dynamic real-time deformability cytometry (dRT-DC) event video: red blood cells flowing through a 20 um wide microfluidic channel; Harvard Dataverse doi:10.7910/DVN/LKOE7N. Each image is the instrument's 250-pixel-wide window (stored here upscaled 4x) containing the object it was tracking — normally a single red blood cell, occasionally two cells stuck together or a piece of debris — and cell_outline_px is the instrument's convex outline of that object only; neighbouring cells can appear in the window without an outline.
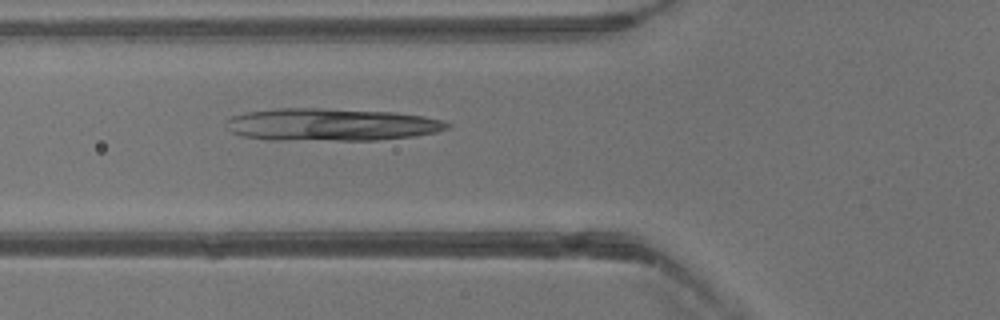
{"species": "common noctule bat (a hibernating species)", "species_latin": "Nyctalus noctula", "temperature_condition": "warm", "stored_images_in_passage": 34, "camera_frame_rate_fps": 3000, "um_per_image_px": 0.085, "animal": {"sex": "male", "body_mass_g": 13.3}, "frame": {"image": 1, "passage_image": 12, "time_ms": 3.667, "image_size_px": [1000, 320], "cell_outline_px": [[452, 124], [448, 128], [436, 132], [412, 136], [376, 140], [272, 140], [244, 136], [232, 132], [228, 128], [224, 120], [232, 116], [244, 112], [276, 108], [328, 108], [396, 112], [424, 116], [444, 120]], "centroid_in_image_um": [28.15, 10.58], "position_along_channel_um": 97.6, "area_um2": 42.19}}
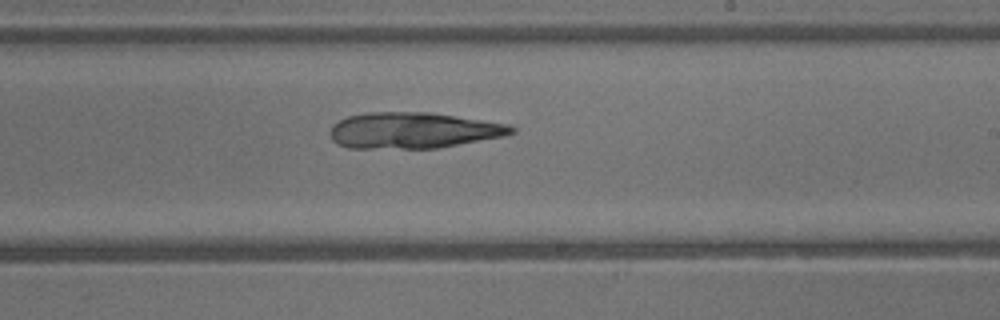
{"frame": {"image": 2, "passage_image": 21, "time_ms": 6.667, "image_size_px": [1000, 320], "cell_outline_px": [[516, 132], [504, 136], [440, 148], [348, 148], [336, 144], [332, 140], [328, 132], [332, 124], [348, 116], [364, 112], [428, 112], [508, 124], [516, 128]], "centroid_in_image_um": [35.08, 11.09], "position_along_channel_um": 253.9, "area_um2": 38.32}}
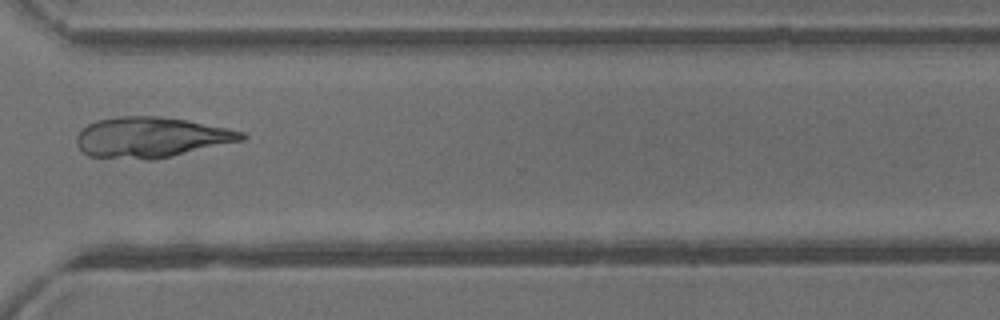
{"frame": {"image": 3, "passage_image": 27, "time_ms": 8.667, "image_size_px": [1000, 320], "cell_outline_px": [[248, 136], [244, 140], [156, 160], [144, 160], [88, 156], [76, 144], [76, 136], [88, 124], [96, 120], [116, 116], [160, 116], [188, 120], [228, 128], [244, 132]], "centroid_in_image_um": [12.87, 11.68], "position_along_channel_um": 357.7, "area_um2": 39.3}}